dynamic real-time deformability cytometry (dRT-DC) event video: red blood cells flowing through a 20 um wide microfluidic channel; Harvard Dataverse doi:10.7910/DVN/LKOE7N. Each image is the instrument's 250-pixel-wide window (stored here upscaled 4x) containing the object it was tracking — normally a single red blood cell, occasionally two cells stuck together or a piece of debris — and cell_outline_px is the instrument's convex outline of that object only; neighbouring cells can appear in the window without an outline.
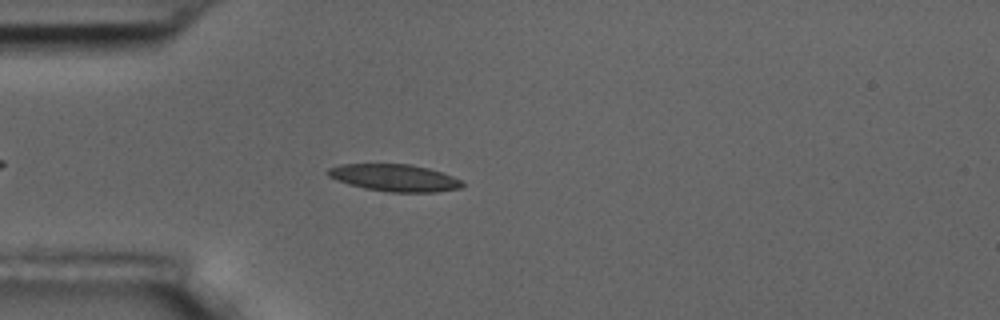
{"species": "common noctule bat (a hibernating species)", "species_latin": "Nyctalus noctula", "temperature_condition": "room temperature", "stored_images_in_passage": 3, "camera_frame_rate_fps": 3000, "um_per_image_px": 0.085, "animal": {"sex": "male", "body_mass_g": 17.5, "forearm_length_mm": 52.3}, "frame": {"image": 1, "passage_image": 3, "time_ms": 2.333, "image_size_px": [1000, 320], "cell_outline_px": [[464, 184], [460, 188], [436, 192], [388, 192], [364, 188], [348, 184], [328, 176], [324, 172], [328, 168], [340, 164], [408, 164], [428, 168], [452, 176], [460, 180]], "centroid_in_image_um": [33.49, 15.11], "position_along_channel_um": 51.5, "area_um2": 21.15}}